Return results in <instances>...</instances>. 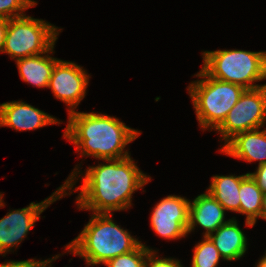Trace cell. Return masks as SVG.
<instances>
[{"instance_id": "cell-10", "label": "cell", "mask_w": 266, "mask_h": 267, "mask_svg": "<svg viewBox=\"0 0 266 267\" xmlns=\"http://www.w3.org/2000/svg\"><path fill=\"white\" fill-rule=\"evenodd\" d=\"M190 201L185 197L168 195L155 205L151 215V227L167 240L185 237L188 227Z\"/></svg>"}, {"instance_id": "cell-2", "label": "cell", "mask_w": 266, "mask_h": 267, "mask_svg": "<svg viewBox=\"0 0 266 267\" xmlns=\"http://www.w3.org/2000/svg\"><path fill=\"white\" fill-rule=\"evenodd\" d=\"M63 136L73 143L81 156L98 160L129 157L124 148L141 134L119 119L102 113L71 112Z\"/></svg>"}, {"instance_id": "cell-15", "label": "cell", "mask_w": 266, "mask_h": 267, "mask_svg": "<svg viewBox=\"0 0 266 267\" xmlns=\"http://www.w3.org/2000/svg\"><path fill=\"white\" fill-rule=\"evenodd\" d=\"M53 49L54 46L46 53L15 60L20 78L38 88H48L53 68L59 60L49 56Z\"/></svg>"}, {"instance_id": "cell-1", "label": "cell", "mask_w": 266, "mask_h": 267, "mask_svg": "<svg viewBox=\"0 0 266 267\" xmlns=\"http://www.w3.org/2000/svg\"><path fill=\"white\" fill-rule=\"evenodd\" d=\"M105 162L85 170L83 184L75 189L80 190L76 198L79 209L108 214L129 209L132 194L151 179L130 156Z\"/></svg>"}, {"instance_id": "cell-27", "label": "cell", "mask_w": 266, "mask_h": 267, "mask_svg": "<svg viewBox=\"0 0 266 267\" xmlns=\"http://www.w3.org/2000/svg\"><path fill=\"white\" fill-rule=\"evenodd\" d=\"M59 256L60 255H56V256H54L53 258H49V259H47V265L45 266V267H51L52 265H51V263H52V261H54V260H56L57 258H59Z\"/></svg>"}, {"instance_id": "cell-14", "label": "cell", "mask_w": 266, "mask_h": 267, "mask_svg": "<svg viewBox=\"0 0 266 267\" xmlns=\"http://www.w3.org/2000/svg\"><path fill=\"white\" fill-rule=\"evenodd\" d=\"M208 237L226 261L240 259L248 249L247 238L235 218L229 219Z\"/></svg>"}, {"instance_id": "cell-24", "label": "cell", "mask_w": 266, "mask_h": 267, "mask_svg": "<svg viewBox=\"0 0 266 267\" xmlns=\"http://www.w3.org/2000/svg\"><path fill=\"white\" fill-rule=\"evenodd\" d=\"M7 28H8V19L0 18V52H2L4 47Z\"/></svg>"}, {"instance_id": "cell-23", "label": "cell", "mask_w": 266, "mask_h": 267, "mask_svg": "<svg viewBox=\"0 0 266 267\" xmlns=\"http://www.w3.org/2000/svg\"><path fill=\"white\" fill-rule=\"evenodd\" d=\"M249 174L254 179L259 189L263 193L266 192V163L258 165L256 172Z\"/></svg>"}, {"instance_id": "cell-8", "label": "cell", "mask_w": 266, "mask_h": 267, "mask_svg": "<svg viewBox=\"0 0 266 267\" xmlns=\"http://www.w3.org/2000/svg\"><path fill=\"white\" fill-rule=\"evenodd\" d=\"M265 123L266 84L255 89H246L215 130L220 132L226 144L236 134L260 129Z\"/></svg>"}, {"instance_id": "cell-3", "label": "cell", "mask_w": 266, "mask_h": 267, "mask_svg": "<svg viewBox=\"0 0 266 267\" xmlns=\"http://www.w3.org/2000/svg\"><path fill=\"white\" fill-rule=\"evenodd\" d=\"M112 215L93 213L80 234L66 245L68 253L84 258L87 266H94L135 250L141 241L114 223Z\"/></svg>"}, {"instance_id": "cell-16", "label": "cell", "mask_w": 266, "mask_h": 267, "mask_svg": "<svg viewBox=\"0 0 266 267\" xmlns=\"http://www.w3.org/2000/svg\"><path fill=\"white\" fill-rule=\"evenodd\" d=\"M244 175H215L207 192L213 196L225 210L240 213V184Z\"/></svg>"}, {"instance_id": "cell-12", "label": "cell", "mask_w": 266, "mask_h": 267, "mask_svg": "<svg viewBox=\"0 0 266 267\" xmlns=\"http://www.w3.org/2000/svg\"><path fill=\"white\" fill-rule=\"evenodd\" d=\"M225 209L207 191L198 195L189 205L187 233L193 231L196 225L205 229L204 236L214 233L225 221Z\"/></svg>"}, {"instance_id": "cell-19", "label": "cell", "mask_w": 266, "mask_h": 267, "mask_svg": "<svg viewBox=\"0 0 266 267\" xmlns=\"http://www.w3.org/2000/svg\"><path fill=\"white\" fill-rule=\"evenodd\" d=\"M150 251L152 249L141 243L135 250L112 258L104 265L107 267H145Z\"/></svg>"}, {"instance_id": "cell-18", "label": "cell", "mask_w": 266, "mask_h": 267, "mask_svg": "<svg viewBox=\"0 0 266 267\" xmlns=\"http://www.w3.org/2000/svg\"><path fill=\"white\" fill-rule=\"evenodd\" d=\"M218 249L208 236H203V240L195 245L192 267H217L220 262Z\"/></svg>"}, {"instance_id": "cell-11", "label": "cell", "mask_w": 266, "mask_h": 267, "mask_svg": "<svg viewBox=\"0 0 266 267\" xmlns=\"http://www.w3.org/2000/svg\"><path fill=\"white\" fill-rule=\"evenodd\" d=\"M60 124L58 119L23 101L0 104V127L17 131L35 130L46 125Z\"/></svg>"}, {"instance_id": "cell-4", "label": "cell", "mask_w": 266, "mask_h": 267, "mask_svg": "<svg viewBox=\"0 0 266 267\" xmlns=\"http://www.w3.org/2000/svg\"><path fill=\"white\" fill-rule=\"evenodd\" d=\"M202 79L192 82L187 90L203 130L216 129L246 90L240 85L210 77L203 69L196 75Z\"/></svg>"}, {"instance_id": "cell-6", "label": "cell", "mask_w": 266, "mask_h": 267, "mask_svg": "<svg viewBox=\"0 0 266 267\" xmlns=\"http://www.w3.org/2000/svg\"><path fill=\"white\" fill-rule=\"evenodd\" d=\"M61 30L31 16L8 19L2 53H7L15 60L46 53L55 45Z\"/></svg>"}, {"instance_id": "cell-7", "label": "cell", "mask_w": 266, "mask_h": 267, "mask_svg": "<svg viewBox=\"0 0 266 267\" xmlns=\"http://www.w3.org/2000/svg\"><path fill=\"white\" fill-rule=\"evenodd\" d=\"M74 168L67 180L53 194L40 203H30L29 206L13 210L0 219V255H6L12 251L13 247H17L21 241L27 236L28 231L34 227L35 222L40 218V214L47 209L53 202L66 196L67 189L73 188L80 170ZM78 170V171H77ZM75 180V181H74Z\"/></svg>"}, {"instance_id": "cell-9", "label": "cell", "mask_w": 266, "mask_h": 267, "mask_svg": "<svg viewBox=\"0 0 266 267\" xmlns=\"http://www.w3.org/2000/svg\"><path fill=\"white\" fill-rule=\"evenodd\" d=\"M90 76L86 71L71 61L59 59L52 71L49 86L55 98L69 106L68 114L74 112V108L86 96V89Z\"/></svg>"}, {"instance_id": "cell-22", "label": "cell", "mask_w": 266, "mask_h": 267, "mask_svg": "<svg viewBox=\"0 0 266 267\" xmlns=\"http://www.w3.org/2000/svg\"><path fill=\"white\" fill-rule=\"evenodd\" d=\"M47 265V260H24V261H5L0 264V267H45Z\"/></svg>"}, {"instance_id": "cell-21", "label": "cell", "mask_w": 266, "mask_h": 267, "mask_svg": "<svg viewBox=\"0 0 266 267\" xmlns=\"http://www.w3.org/2000/svg\"><path fill=\"white\" fill-rule=\"evenodd\" d=\"M157 251L152 250L148 253L145 267H183L181 262L173 258H158Z\"/></svg>"}, {"instance_id": "cell-25", "label": "cell", "mask_w": 266, "mask_h": 267, "mask_svg": "<svg viewBox=\"0 0 266 267\" xmlns=\"http://www.w3.org/2000/svg\"><path fill=\"white\" fill-rule=\"evenodd\" d=\"M261 218L266 220V192L262 196Z\"/></svg>"}, {"instance_id": "cell-26", "label": "cell", "mask_w": 266, "mask_h": 267, "mask_svg": "<svg viewBox=\"0 0 266 267\" xmlns=\"http://www.w3.org/2000/svg\"><path fill=\"white\" fill-rule=\"evenodd\" d=\"M256 267H266V253L263 257L258 261Z\"/></svg>"}, {"instance_id": "cell-20", "label": "cell", "mask_w": 266, "mask_h": 267, "mask_svg": "<svg viewBox=\"0 0 266 267\" xmlns=\"http://www.w3.org/2000/svg\"><path fill=\"white\" fill-rule=\"evenodd\" d=\"M34 0H0V18L12 19L24 16L23 12L36 4Z\"/></svg>"}, {"instance_id": "cell-17", "label": "cell", "mask_w": 266, "mask_h": 267, "mask_svg": "<svg viewBox=\"0 0 266 267\" xmlns=\"http://www.w3.org/2000/svg\"><path fill=\"white\" fill-rule=\"evenodd\" d=\"M240 213L246 215L245 225L253 227L257 218H261L263 192L259 189L249 173L241 179L240 184Z\"/></svg>"}, {"instance_id": "cell-13", "label": "cell", "mask_w": 266, "mask_h": 267, "mask_svg": "<svg viewBox=\"0 0 266 267\" xmlns=\"http://www.w3.org/2000/svg\"><path fill=\"white\" fill-rule=\"evenodd\" d=\"M221 153L247 161L266 163V129L259 128L236 134L222 148Z\"/></svg>"}, {"instance_id": "cell-5", "label": "cell", "mask_w": 266, "mask_h": 267, "mask_svg": "<svg viewBox=\"0 0 266 267\" xmlns=\"http://www.w3.org/2000/svg\"><path fill=\"white\" fill-rule=\"evenodd\" d=\"M202 69L212 78L255 89L266 79V51L217 50L202 53Z\"/></svg>"}]
</instances>
